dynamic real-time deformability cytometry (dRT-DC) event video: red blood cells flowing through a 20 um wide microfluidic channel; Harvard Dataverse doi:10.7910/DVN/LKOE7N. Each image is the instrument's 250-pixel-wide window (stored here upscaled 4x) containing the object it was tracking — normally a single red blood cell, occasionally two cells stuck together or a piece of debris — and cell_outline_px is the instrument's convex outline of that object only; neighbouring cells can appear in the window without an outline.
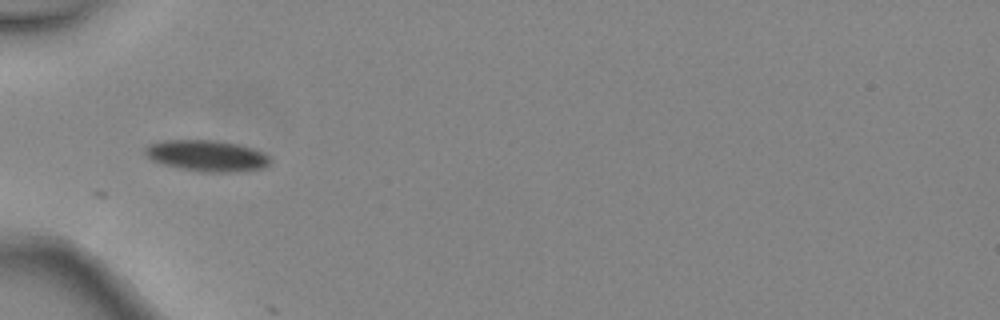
{"species": "common noctule bat (a hibernating species)", "species_latin": "Nyctalus noctula", "temperature_condition": "warm", "stored_images_in_passage": 5, "camera_frame_rate_fps": 3000, "um_per_image_px": 0.085, "animal": {"sex": "female", "body_mass_g": 24.6, "forearm_length_mm": 56.2}, "frame": {"image": 1, "passage_image": 4, "time_ms": 1.0, "image_size_px": [1000, 320], "cell_outline_px": [[272, 160], [264, 168], [236, 172], [200, 172], [180, 168], [164, 164], [152, 160], [144, 152], [144, 148], [148, 144], [164, 140], [212, 140], [236, 144], [252, 148], [264, 152]], "centroid_in_image_um": [17.59, 13.24], "position_along_channel_um": 67.4, "area_um2": 22.72}}